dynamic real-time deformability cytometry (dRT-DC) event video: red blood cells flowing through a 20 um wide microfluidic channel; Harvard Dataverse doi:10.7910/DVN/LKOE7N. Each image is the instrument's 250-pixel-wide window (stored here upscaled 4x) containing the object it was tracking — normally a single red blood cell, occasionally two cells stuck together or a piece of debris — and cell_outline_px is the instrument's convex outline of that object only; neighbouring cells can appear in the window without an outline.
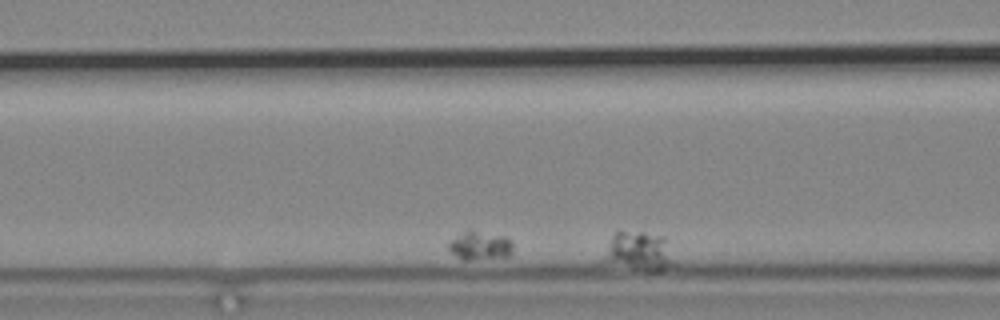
{"species": "common noctule bat (a hibernating species)", "species_latin": "Nyctalus noctula", "temperature_condition": "cold", "stored_images_in_passage": 11, "segment_of_instrument_passage": [4, 4], "camera_frame_rate_fps": 3000, "um_per_image_px": 0.085, "animal": {"sex": "male", "body_mass_g": 19.2, "forearm_length_mm": 51.8}, "frame": {"image": 1, "passage_image": 11, "time_ms": 3.333, "image_size_px": [1000, 320], "cell_outline_px": [[672, 264], [656, 272], [648, 272], [600, 260], [612, 236], [616, 232], [644, 232], [664, 236], [672, 260]], "centroid_in_image_um": [54.25, 21.36], "position_along_channel_um": 112.3, "area_um2": 15.61}}